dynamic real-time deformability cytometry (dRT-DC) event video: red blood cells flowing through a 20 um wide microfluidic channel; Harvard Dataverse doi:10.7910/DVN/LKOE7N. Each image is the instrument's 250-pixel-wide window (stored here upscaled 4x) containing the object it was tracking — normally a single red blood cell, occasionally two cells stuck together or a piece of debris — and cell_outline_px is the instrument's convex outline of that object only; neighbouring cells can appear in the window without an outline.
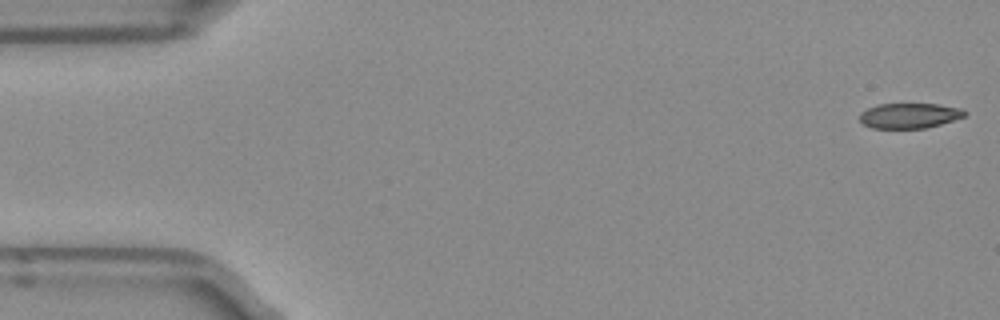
{"species": "Egyptian fruit bat (a non-hibernating species)", "species_latin": "Rousettus aegyptiacus", "temperature_condition": "room temperature", "stored_images_in_passage": 12, "camera_frame_rate_fps": 3000, "um_per_image_px": 0.085, "frame": {"image": 1, "passage_image": 1, "time_ms": 0.0, "image_size_px": [1000, 320], "cell_outline_px": [[968, 112], [964, 116], [940, 124], [924, 128], [872, 128], [860, 124], [860, 112], [876, 104], [936, 104], [960, 108]], "centroid_in_image_um": [77.24, 9.83], "position_along_channel_um": 7.8, "area_um2": 15.37}}